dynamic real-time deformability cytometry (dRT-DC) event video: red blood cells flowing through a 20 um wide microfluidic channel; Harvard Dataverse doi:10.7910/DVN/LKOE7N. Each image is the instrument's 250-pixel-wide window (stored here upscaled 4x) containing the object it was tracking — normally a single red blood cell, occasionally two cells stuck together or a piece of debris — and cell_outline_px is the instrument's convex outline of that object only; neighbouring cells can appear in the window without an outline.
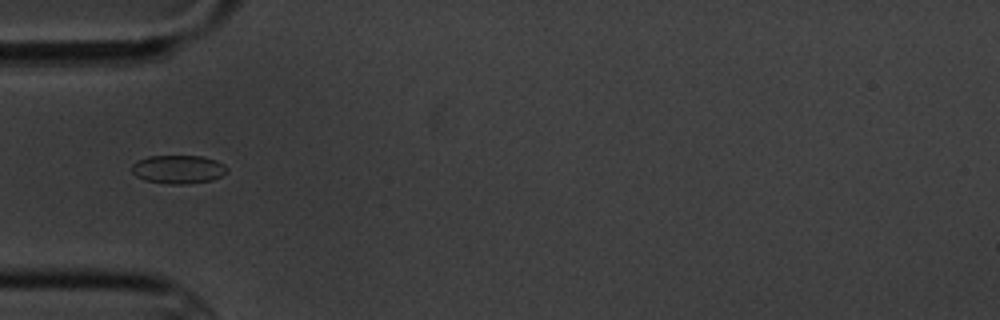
{"species": "common noctule bat (a hibernating species)", "species_latin": "Nyctalus noctula", "temperature_condition": "cold", "stored_images_in_passage": 8, "camera_frame_rate_fps": 3000, "um_per_image_px": 0.085, "animal": {"sex": "male", "body_mass_g": 20.1, "forearm_length_mm": 53.5}, "frame": {"image": 1, "passage_image": 6, "time_ms": 5.667, "image_size_px": [1000, 320], "cell_outline_px": [[228, 172], [212, 180], [184, 184], [168, 184], [144, 180], [136, 176], [132, 172], [132, 164], [136, 160], [148, 156], [204, 156], [216, 160], [224, 164], [228, 168]], "centroid_in_image_um": [15.15, 14.39], "position_along_channel_um": 69.9, "area_um2": 15.95}}
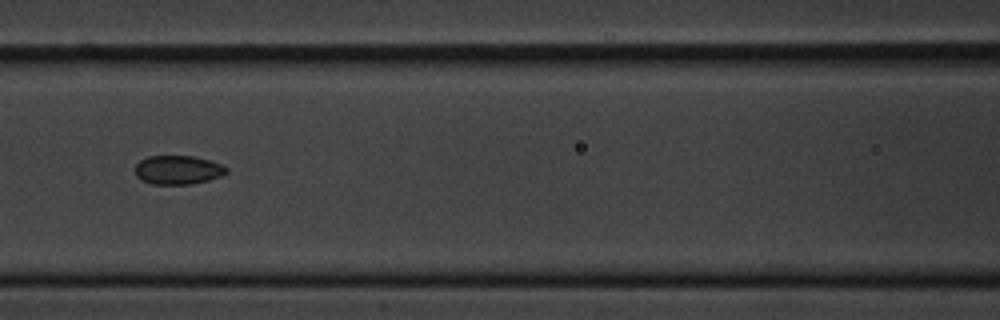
{"frame": {"image": 2, "passage_image": 8, "time_ms": 8.0, "image_size_px": [1000, 320], "cell_outline_px": [[228, 172], [220, 176], [208, 180], [188, 184], [152, 184], [140, 180], [136, 176], [136, 164], [140, 160], [148, 156], [192, 156], [208, 160], [220, 164], [228, 168]], "centroid_in_image_um": [15.1, 14.44], "position_along_channel_um": 151.5, "area_um2": 15.26}}